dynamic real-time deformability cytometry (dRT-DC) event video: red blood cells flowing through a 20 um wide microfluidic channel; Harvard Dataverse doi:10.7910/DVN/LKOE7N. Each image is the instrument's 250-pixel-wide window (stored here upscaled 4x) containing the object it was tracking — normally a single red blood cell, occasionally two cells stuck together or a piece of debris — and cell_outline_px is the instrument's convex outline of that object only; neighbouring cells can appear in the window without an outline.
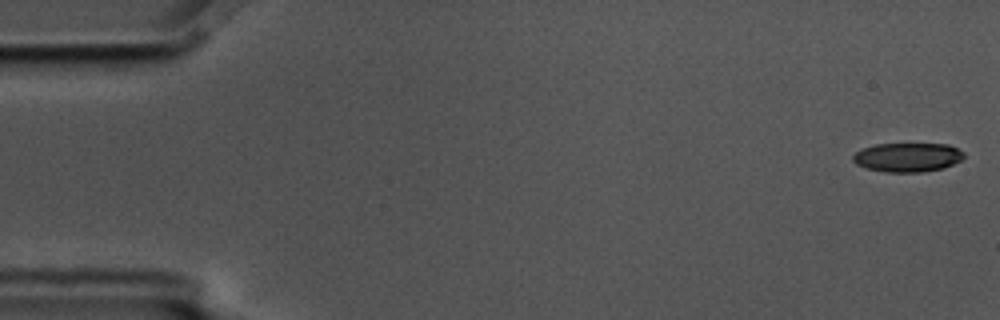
{"species": "common noctule bat (a hibernating species)", "species_latin": "Nyctalus noctula", "temperature_condition": "cold", "stored_images_in_passage": 6, "camera_frame_rate_fps": 3000, "um_per_image_px": 0.085, "animal": {"sex": "male", "body_mass_g": 17.5, "forearm_length_mm": 52.3}, "frame": {"image": 1, "passage_image": 1, "time_ms": 0.0, "image_size_px": [1000, 320], "cell_outline_px": [[964, 156], [960, 160], [944, 168], [924, 172], [884, 172], [868, 168], [856, 164], [852, 160], [852, 156], [856, 152], [864, 148], [876, 144], [948, 144], [964, 152]], "centroid_in_image_um": [77.14, 13.37], "position_along_channel_um": 7.9, "area_um2": 18.73}}
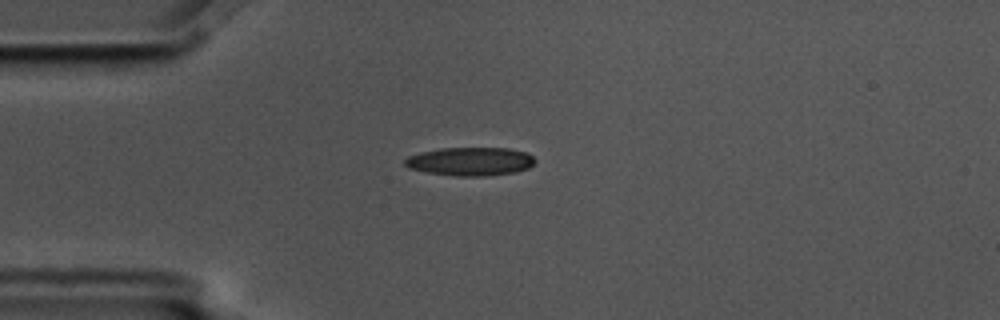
{"frame": {"image": 2, "passage_image": 5, "time_ms": 1.333, "image_size_px": [1000, 320], "cell_outline_px": [[536, 160], [528, 168], [516, 172], [484, 176], [456, 176], [424, 172], [408, 168], [404, 164], [404, 160], [408, 156], [420, 152], [440, 148], [508, 148], [528, 152]], "centroid_in_image_um": [39.96, 13.72], "position_along_channel_um": 45.0, "area_um2": 21.73}}